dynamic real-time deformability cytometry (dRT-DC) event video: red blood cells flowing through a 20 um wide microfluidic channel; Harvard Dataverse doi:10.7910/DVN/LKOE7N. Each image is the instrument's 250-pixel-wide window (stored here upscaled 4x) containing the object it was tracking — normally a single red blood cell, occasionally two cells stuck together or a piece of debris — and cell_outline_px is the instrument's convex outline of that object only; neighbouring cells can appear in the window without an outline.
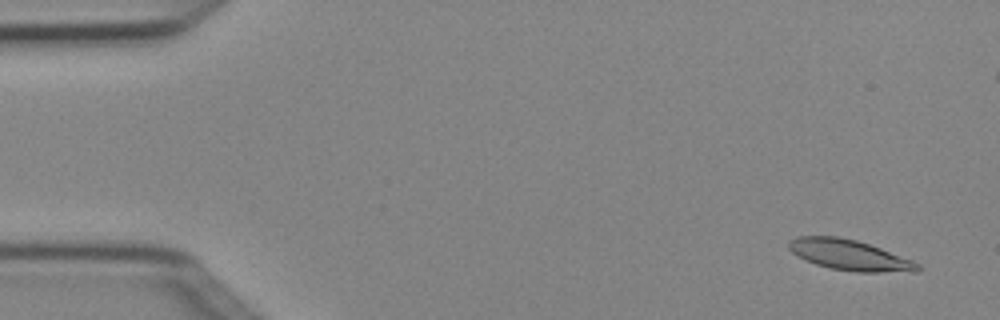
{"species": "Egyptian fruit bat (a non-hibernating species)", "species_latin": "Rousettus aegyptiacus", "temperature_condition": "cold", "stored_images_in_passage": 4, "camera_frame_rate_fps": 3000, "um_per_image_px": 0.085, "animal": {"sex": "female"}, "frame": {"image": 1, "passage_image": 1, "time_ms": 0.0, "image_size_px": [1000, 320], "cell_outline_px": [[920, 268], [916, 272], [856, 272], [828, 268], [816, 264], [792, 252], [788, 248], [788, 240], [796, 236], [836, 236], [856, 240], [880, 248], [912, 260], [920, 264]], "centroid_in_image_um": [72.21, 21.68], "position_along_channel_um": 12.8, "area_um2": 22.83}}